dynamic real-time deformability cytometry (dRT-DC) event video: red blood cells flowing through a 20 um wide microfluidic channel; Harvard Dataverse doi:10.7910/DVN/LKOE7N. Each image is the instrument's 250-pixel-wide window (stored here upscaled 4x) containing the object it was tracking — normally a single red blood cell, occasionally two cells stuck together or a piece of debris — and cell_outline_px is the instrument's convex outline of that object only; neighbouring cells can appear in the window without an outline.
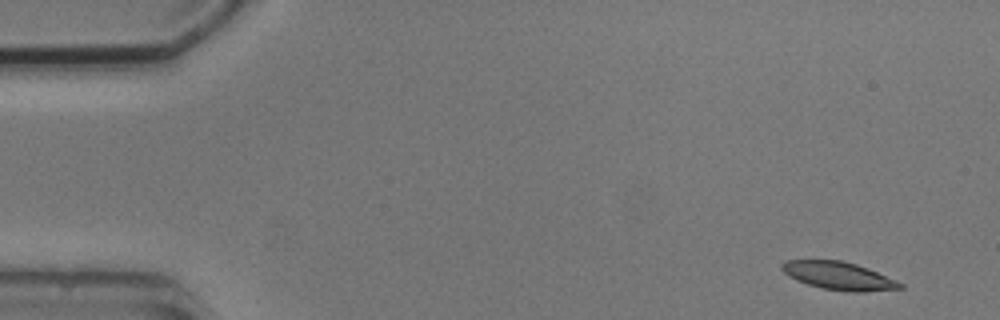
{"species": "common noctule bat (a hibernating species)", "species_latin": "Nyctalus noctula", "temperature_condition": "cold", "stored_images_in_passage": 7, "camera_frame_rate_fps": 3000, "um_per_image_px": 0.085, "animal": {"sex": "male", "body_mass_g": 20.5, "forearm_length_mm": 52.5}, "frame": {"image": 1, "passage_image": 1, "time_ms": 0.0, "image_size_px": [1000, 320], "cell_outline_px": [[904, 288], [864, 292], [848, 292], [824, 288], [808, 284], [796, 280], [788, 276], [780, 268], [780, 264], [784, 260], [844, 260], [868, 268], [896, 280], [904, 284]], "centroid_in_image_um": [71.29, 23.44], "position_along_channel_um": 13.7, "area_um2": 19.36}}
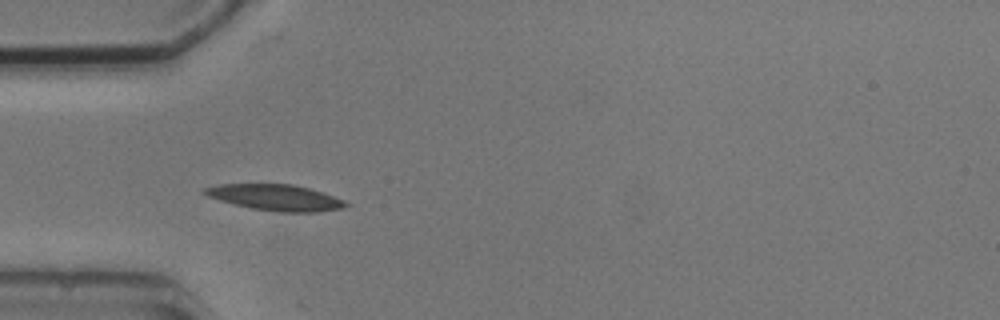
{"frame": {"image": 2, "passage_image": 4, "time_ms": 4.333, "image_size_px": [1000, 320], "cell_outline_px": [[352, 204], [340, 208], [316, 212], [280, 212], [252, 208], [220, 200], [208, 196], [200, 192], [204, 188], [220, 184], [292, 184], [324, 192], [344, 200]], "centroid_in_image_um": [23.44, 16.78], "position_along_channel_um": 61.6, "area_um2": 21.27}}
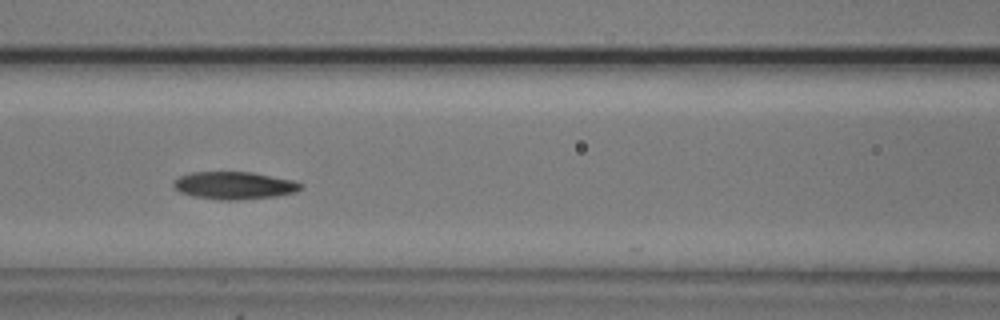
{"frame": {"image": 3, "passage_image": 6, "time_ms": 6.667, "image_size_px": [1000, 320], "cell_outline_px": [[304, 184], [296, 192], [276, 196], [236, 200], [220, 200], [192, 196], [180, 192], [172, 184], [180, 176], [192, 172], [252, 172], [292, 180]], "centroid_in_image_um": [19.91, 15.76], "position_along_channel_um": 146.7, "area_um2": 20.29}}